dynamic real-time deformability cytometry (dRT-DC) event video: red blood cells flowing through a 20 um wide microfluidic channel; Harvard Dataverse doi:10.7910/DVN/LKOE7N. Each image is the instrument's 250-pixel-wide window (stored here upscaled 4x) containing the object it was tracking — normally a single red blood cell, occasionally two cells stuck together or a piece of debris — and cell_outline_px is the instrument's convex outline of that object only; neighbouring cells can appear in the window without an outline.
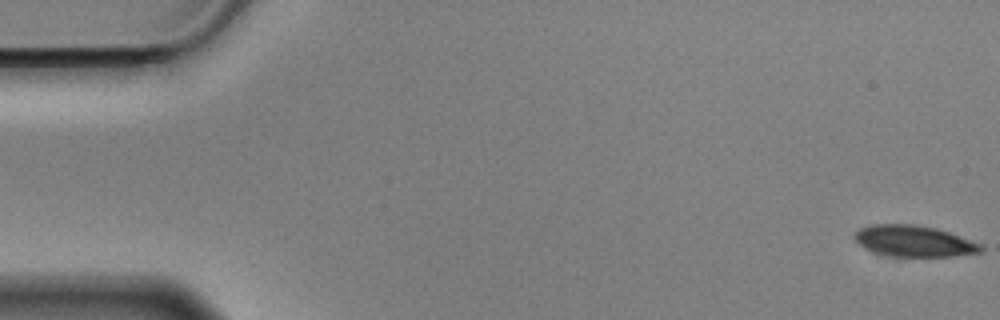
{"species": "Egyptian fruit bat (a non-hibernating species)", "species_latin": "Rousettus aegyptiacus", "temperature_condition": "cold", "stored_images_in_passage": 13, "camera_frame_rate_fps": 3000, "um_per_image_px": 0.085, "animal": {"sex": "male"}, "frame": {"image": 1, "passage_image": 1, "time_ms": 0.0, "image_size_px": [1000, 320], "cell_outline_px": [[984, 248], [980, 252], [952, 256], [888, 256], [864, 248], [852, 236], [860, 228], [868, 224], [916, 224], [936, 228], [948, 232], [980, 244]], "centroid_in_image_um": [77.64, 20.48], "position_along_channel_um": 7.4, "area_um2": 22.77}}